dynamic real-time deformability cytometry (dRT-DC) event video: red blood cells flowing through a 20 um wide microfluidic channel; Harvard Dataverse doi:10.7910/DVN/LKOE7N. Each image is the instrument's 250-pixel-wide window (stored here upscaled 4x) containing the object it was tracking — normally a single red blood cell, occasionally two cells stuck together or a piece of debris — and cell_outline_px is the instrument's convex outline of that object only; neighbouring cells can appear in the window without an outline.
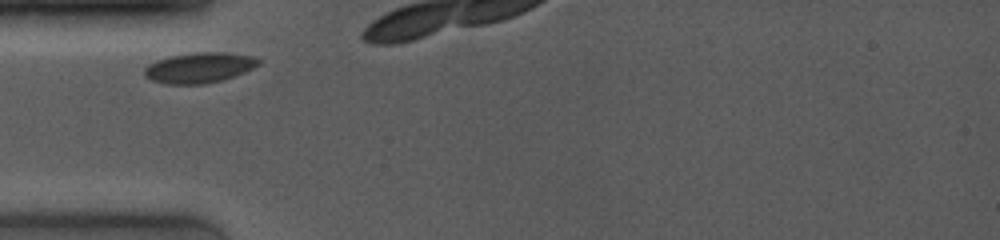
{"species": "common noctule bat (a hibernating species)", "species_latin": "Nyctalus noctula", "temperature_condition": "room temperature", "stored_images_in_passage": 3, "camera_frame_rate_fps": 4000, "um_per_image_px": 0.085, "animal": {"sex": "female", "body_mass_g": 19.0, "forearm_length_mm": 53.3}, "frame": {"image": 1, "passage_image": 1, "time_ms": 0.0, "image_size_px": [1000, 240], "cell_outline_px": [[260, 64], [244, 72], [220, 80], [204, 84], [168, 84], [152, 80], [144, 76], [144, 68], [148, 64], [156, 60], [172, 56], [196, 52], [228, 52], [252, 56], [260, 60]], "centroid_in_image_um": [16.92, 5.74], "position_along_channel_um": 68.1, "area_um2": 20.06}}